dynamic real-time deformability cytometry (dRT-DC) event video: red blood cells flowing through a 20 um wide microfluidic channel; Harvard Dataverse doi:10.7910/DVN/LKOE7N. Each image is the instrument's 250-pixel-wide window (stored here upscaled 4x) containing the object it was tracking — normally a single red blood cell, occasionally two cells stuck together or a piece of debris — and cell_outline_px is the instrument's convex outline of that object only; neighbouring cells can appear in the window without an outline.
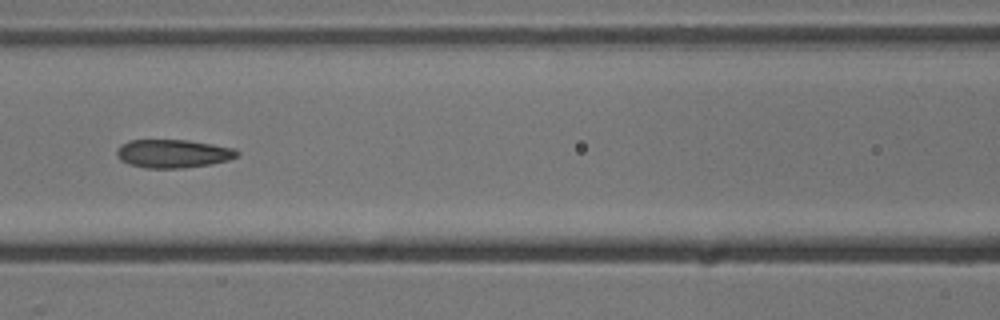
{"species": "common noctule bat (a hibernating species)", "species_latin": "Nyctalus noctula", "temperature_condition": "cold", "stored_images_in_passage": 9, "camera_frame_rate_fps": 3000, "um_per_image_px": 0.085, "animal": {"sex": "male", "body_mass_g": 13.3}, "frame": {"image": 1, "passage_image": 6, "time_ms": 6.0, "image_size_px": [1000, 320], "cell_outline_px": [[240, 156], [228, 160], [212, 164], [184, 168], [144, 168], [128, 164], [120, 160], [116, 156], [116, 152], [120, 144], [128, 140], [188, 140], [236, 148], [240, 152]], "centroid_in_image_um": [14.72, 13.06], "position_along_channel_um": 151.9, "area_um2": 20.23}}
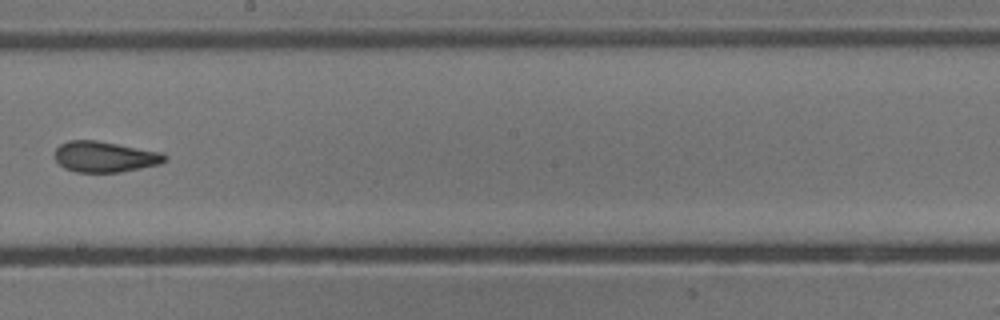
{"frame": {"image": 2, "passage_image": 8, "time_ms": 8.333, "image_size_px": [1000, 320], "cell_outline_px": [[168, 160], [160, 164], [120, 172], [76, 172], [64, 168], [56, 160], [56, 148], [60, 144], [68, 140], [96, 140], [164, 152], [168, 156]], "centroid_in_image_um": [8.96, 13.32], "position_along_channel_um": 239.2, "area_um2": 19.88}}
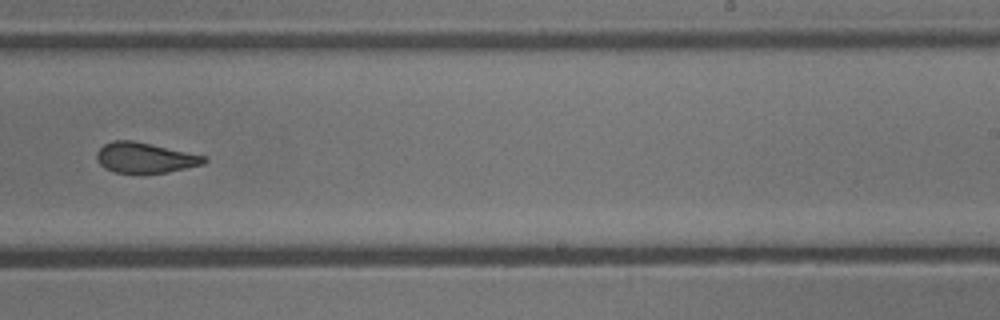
{"frame": {"image": 3, "passage_image": 9, "time_ms": 9.333, "image_size_px": [1000, 320], "cell_outline_px": [[208, 160], [204, 164], [168, 172], [116, 172], [104, 168], [96, 160], [96, 152], [104, 144], [112, 140], [132, 140], [208, 156]], "centroid_in_image_um": [12.34, 13.39], "position_along_channel_um": 276.7, "area_um2": 18.96}}